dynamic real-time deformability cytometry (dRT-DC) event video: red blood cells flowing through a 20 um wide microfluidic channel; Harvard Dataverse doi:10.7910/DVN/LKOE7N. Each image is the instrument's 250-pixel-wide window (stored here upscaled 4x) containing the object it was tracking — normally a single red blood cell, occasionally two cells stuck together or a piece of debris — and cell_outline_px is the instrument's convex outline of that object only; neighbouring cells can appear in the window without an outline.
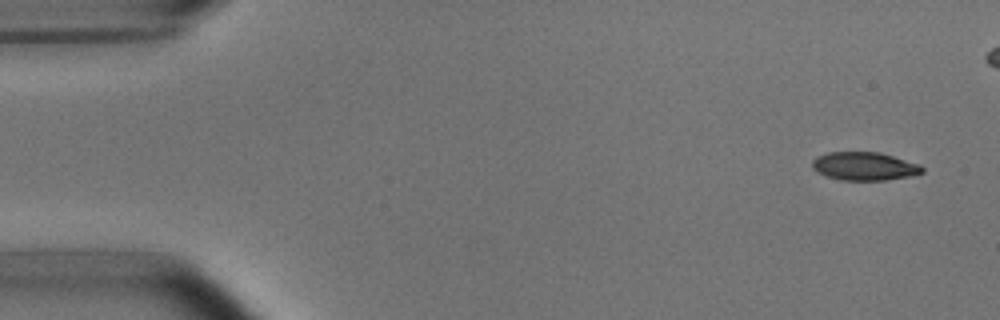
{"species": "common noctule bat (a hibernating species)", "species_latin": "Nyctalus noctula", "temperature_condition": "room temperature", "stored_images_in_passage": 6, "camera_frame_rate_fps": 3000, "um_per_image_px": 0.085, "animal": {"sex": "male", "body_mass_g": 15.6}, "frame": {"image": 1, "passage_image": 1, "time_ms": 0.0, "image_size_px": [1000, 320], "cell_outline_px": [[924, 172], [908, 176], [884, 180], [840, 180], [816, 172], [812, 168], [812, 160], [816, 156], [828, 152], [880, 152], [920, 164], [924, 168]], "centroid_in_image_um": [73.45, 14.12], "position_along_channel_um": 11.5, "area_um2": 18.15}}